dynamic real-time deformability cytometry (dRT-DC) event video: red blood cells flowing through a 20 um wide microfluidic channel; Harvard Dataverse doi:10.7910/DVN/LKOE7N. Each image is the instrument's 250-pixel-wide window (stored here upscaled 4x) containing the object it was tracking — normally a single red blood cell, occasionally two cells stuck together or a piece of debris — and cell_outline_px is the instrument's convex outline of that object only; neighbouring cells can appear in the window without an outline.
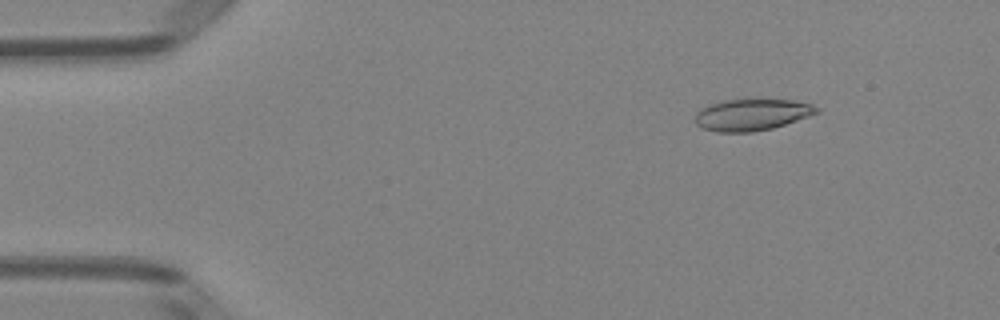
{"species": "Egyptian fruit bat (a non-hibernating species)", "species_latin": "Rousettus aegyptiacus", "temperature_condition": "room temperature", "stored_images_in_passage": 51, "camera_frame_rate_fps": 3000, "um_per_image_px": 0.085, "animal": {"sex": "female"}, "frame": {"image": 1, "passage_image": 7, "time_ms": 2.0, "image_size_px": [1000, 320], "cell_outline_px": [[820, 112], [772, 128], [752, 132], [716, 132], [700, 128], [696, 124], [696, 112], [700, 108], [708, 104], [724, 100], [760, 96], [792, 100], [812, 104], [820, 108]], "centroid_in_image_um": [63.9, 9.7], "position_along_channel_um": 21.1, "area_um2": 23.29}}
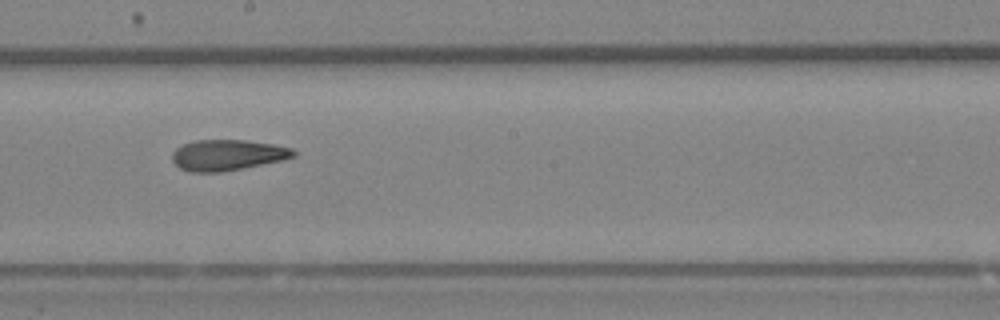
{"frame": {"image": 2, "passage_image": 29, "time_ms": 9.333, "image_size_px": [1000, 320], "cell_outline_px": [[296, 156], [284, 160], [220, 172], [192, 172], [180, 168], [172, 160], [172, 152], [176, 148], [184, 144], [196, 140], [244, 140], [272, 144], [292, 148], [296, 152]], "centroid_in_image_um": [19.34, 13.18], "position_along_channel_um": 228.9, "area_um2": 21.68}}
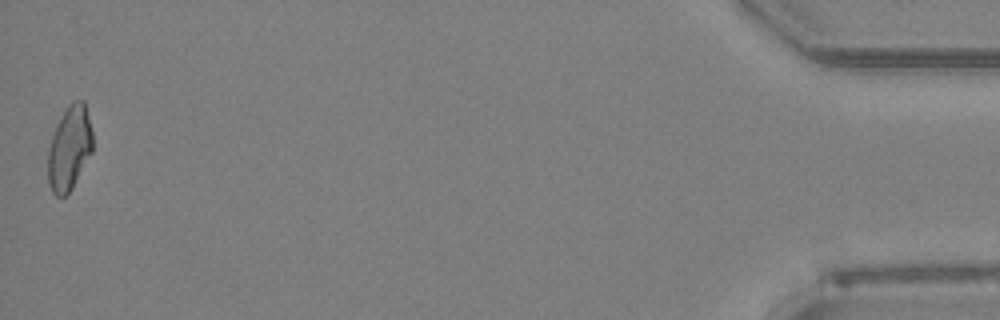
{"frame": {"image": 3, "passage_image": 51, "time_ms": 16.667, "image_size_px": [1000, 320], "cell_outline_px": [[92, 152], [72, 188], [64, 196], [56, 196], [52, 192], [48, 184], [48, 148], [52, 136], [68, 104], [76, 100], [84, 100], [92, 128]], "centroid_in_image_um": [5.91, 12.6], "position_along_channel_um": 429.3, "area_um2": 21.79}, "authors_computed_cell_mechanics": {"area_um2": 21.964, "velocity_mm_per_s": 4.0144, "shape_relaxation_time_tau1_ms": null, "shape_relaxation_time_tau2_ms": 3.9139, "deformation_change_tau1": null, "deformation_change_tau2": 0.1322}}